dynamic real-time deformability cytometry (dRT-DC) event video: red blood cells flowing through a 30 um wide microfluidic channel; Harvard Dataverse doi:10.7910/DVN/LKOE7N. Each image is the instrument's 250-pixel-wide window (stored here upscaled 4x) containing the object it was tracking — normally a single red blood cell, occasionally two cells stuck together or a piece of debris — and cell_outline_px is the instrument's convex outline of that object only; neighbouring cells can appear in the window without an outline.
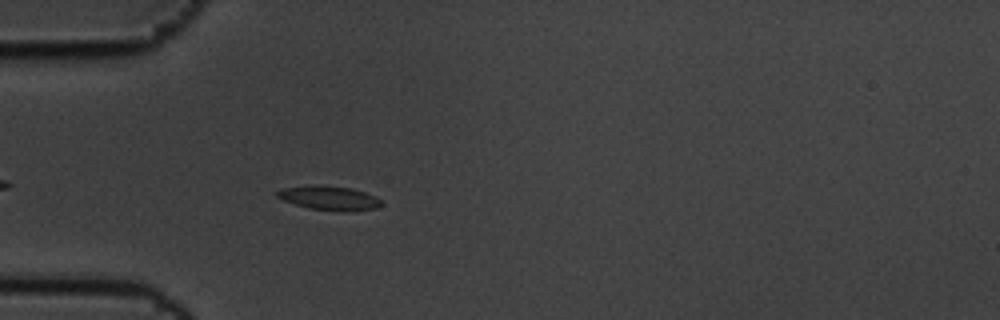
{"species": "common noctule bat (a hibernating species)", "species_latin": "Nyctalus noctula", "temperature_condition": "cold", "stored_images_in_passage": 5, "camera_frame_rate_fps": 3000, "um_per_image_px": 0.085, "animal": {"sex": "male", "body_mass_g": 19.5, "forearm_length_mm": 54.6}, "frame": {"image": 1, "passage_image": 5, "time_ms": 1.333, "image_size_px": [1000, 320], "cell_outline_px": [[380, 204], [376, 208], [308, 208], [284, 200], [276, 196], [276, 192], [284, 188], [352, 188], [376, 196], [380, 200]], "centroid_in_image_um": [27.97, 16.82], "position_along_channel_um": 57.0, "area_um2": 12.6}}